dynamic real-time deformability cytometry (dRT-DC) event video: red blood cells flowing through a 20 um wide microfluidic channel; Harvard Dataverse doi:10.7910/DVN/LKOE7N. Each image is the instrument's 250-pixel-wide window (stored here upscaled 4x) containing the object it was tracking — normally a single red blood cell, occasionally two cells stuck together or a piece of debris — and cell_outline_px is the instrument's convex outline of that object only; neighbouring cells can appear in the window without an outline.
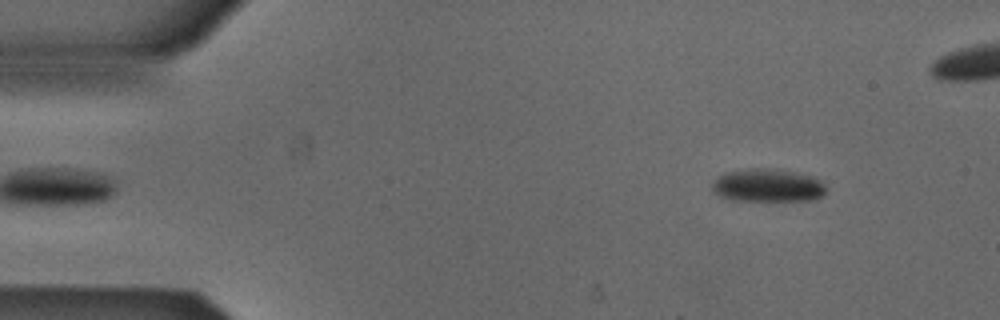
{"species": "Egyptian fruit bat (a non-hibernating species)", "species_latin": "Rousettus aegyptiacus", "temperature_condition": "cold", "stored_images_in_passage": 44, "camera_frame_rate_fps": 3000, "um_per_image_px": 0.085, "animal": {"sex": "male"}, "frame": {"image": 1, "passage_image": 2, "time_ms": 0.333, "image_size_px": [1000, 320], "cell_outline_px": [[828, 192], [824, 196], [816, 200], [732, 200], [720, 196], [712, 192], [712, 184], [724, 172], [744, 168], [776, 168], [824, 180], [828, 188]], "centroid_in_image_um": [65.31, 15.76], "position_along_channel_um": 19.7, "area_um2": 22.31}}
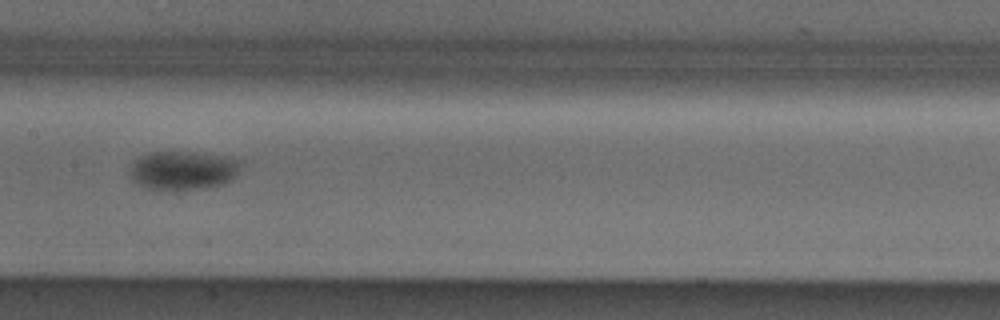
{"frame": {"image": 2, "passage_image": 22, "time_ms": 7.0, "image_size_px": [1000, 320], "cell_outline_px": [[244, 160], [236, 176], [232, 180], [224, 184], [204, 188], [168, 192], [144, 188], [136, 184], [132, 180], [132, 164], [140, 156], [152, 152], [196, 152], [224, 156]], "centroid_in_image_um": [15.6, 14.51], "position_along_channel_um": 191.8, "area_um2": 25.72}}
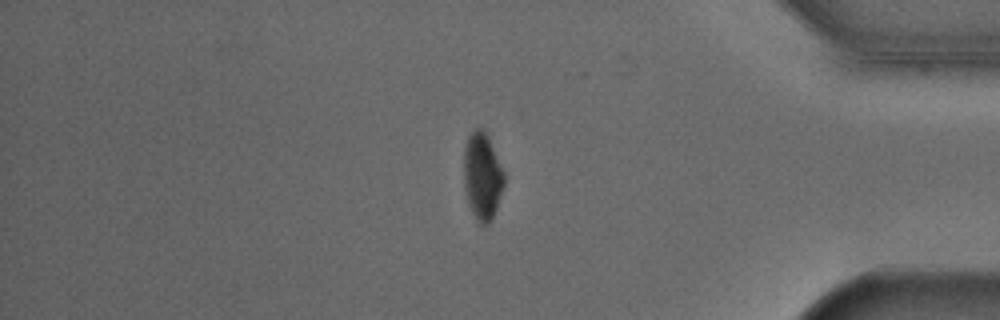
{"frame": {"image": 3, "passage_image": 40, "time_ms": 13.0, "image_size_px": [1000, 320], "cell_outline_px": [[504, 184], [496, 208], [488, 224], [480, 224], [476, 220], [468, 204], [464, 188], [464, 148], [468, 136], [476, 128], [484, 128], [488, 136], [504, 172]], "centroid_in_image_um": [40.98, 14.96], "position_along_channel_um": 394.2, "area_um2": 20.35}}